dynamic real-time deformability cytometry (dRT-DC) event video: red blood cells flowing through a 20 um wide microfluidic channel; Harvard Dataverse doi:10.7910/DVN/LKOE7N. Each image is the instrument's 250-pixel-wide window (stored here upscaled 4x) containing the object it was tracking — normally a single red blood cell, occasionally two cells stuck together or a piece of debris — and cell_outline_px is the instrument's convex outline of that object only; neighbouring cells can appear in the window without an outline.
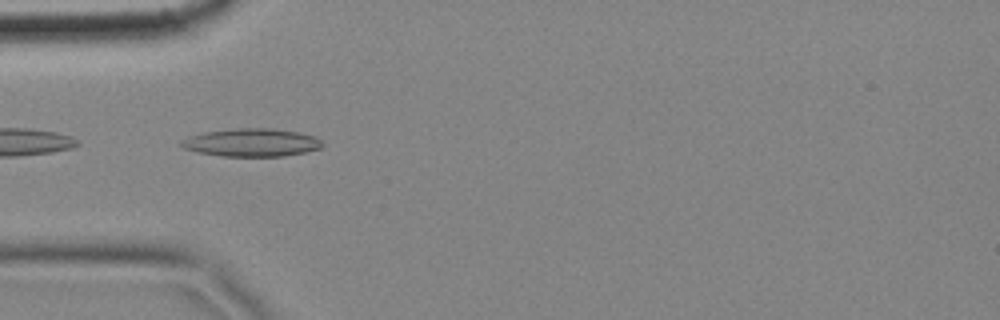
{"species": "common noctule bat (a hibernating species)", "species_latin": "Nyctalus noctula", "temperature_condition": "cold", "stored_images_in_passage": 2, "camera_frame_rate_fps": 3000, "um_per_image_px": 0.085, "animal": {"sex": "female", "body_mass_g": 18.4}, "frame": {"image": 1, "passage_image": 1, "time_ms": 0.0, "image_size_px": [1000, 320], "cell_outline_px": [[324, 144], [320, 148], [304, 152], [284, 156], [220, 156], [196, 152], [184, 148], [176, 144], [180, 140], [188, 136], [204, 132], [240, 128], [272, 128], [300, 132], [316, 136]], "centroid_in_image_um": [21.35, 12.11], "position_along_channel_um": 63.7, "area_um2": 23.24}}